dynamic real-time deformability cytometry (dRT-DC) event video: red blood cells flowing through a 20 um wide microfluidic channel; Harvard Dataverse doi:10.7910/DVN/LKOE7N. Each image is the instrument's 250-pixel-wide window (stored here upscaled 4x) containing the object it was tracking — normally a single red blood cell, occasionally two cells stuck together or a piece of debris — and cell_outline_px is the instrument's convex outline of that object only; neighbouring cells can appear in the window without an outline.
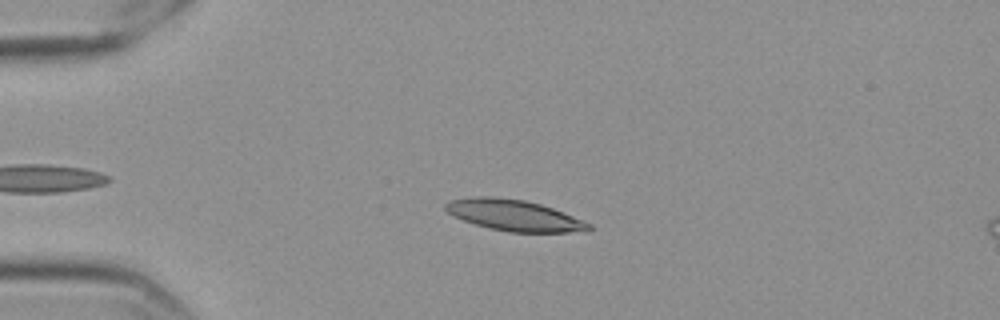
{"species": "Egyptian fruit bat (a non-hibernating species)", "species_latin": "Rousettus aegyptiacus", "temperature_condition": "cold", "stored_images_in_passage": 51, "camera_frame_rate_fps": 3000, "um_per_image_px": 0.085, "frame": {"image": 1, "passage_image": 13, "time_ms": 4.0, "image_size_px": [1000, 320], "cell_outline_px": [[592, 228], [568, 232], [508, 232], [488, 228], [464, 220], [448, 212], [444, 208], [444, 204], [452, 200], [476, 196], [492, 196], [524, 200], [540, 204], [552, 208], [592, 224]], "centroid_in_image_um": [43.67, 18.29], "position_along_channel_um": 41.3, "area_um2": 25.49}}
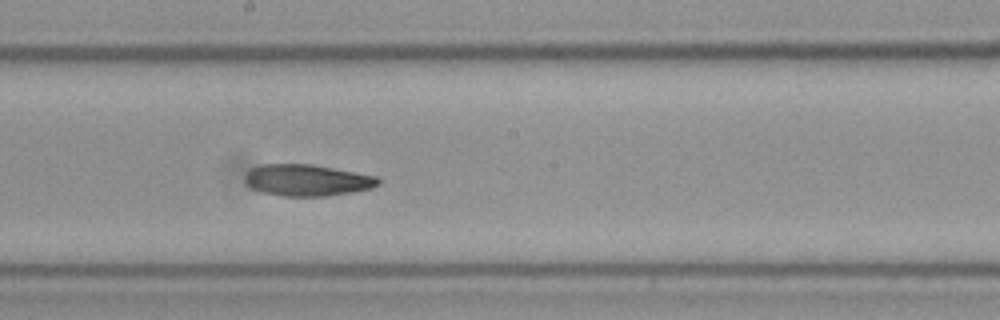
{"frame": {"image": 2, "passage_image": 31, "time_ms": 10.0, "image_size_px": [1000, 320], "cell_outline_px": [[380, 184], [372, 188], [352, 192], [324, 196], [284, 196], [264, 192], [252, 188], [244, 180], [244, 176], [252, 168], [260, 164], [312, 164], [376, 176], [380, 180]], "centroid_in_image_um": [26.11, 15.31], "position_along_channel_um": 222.1, "area_um2": 24.33}}
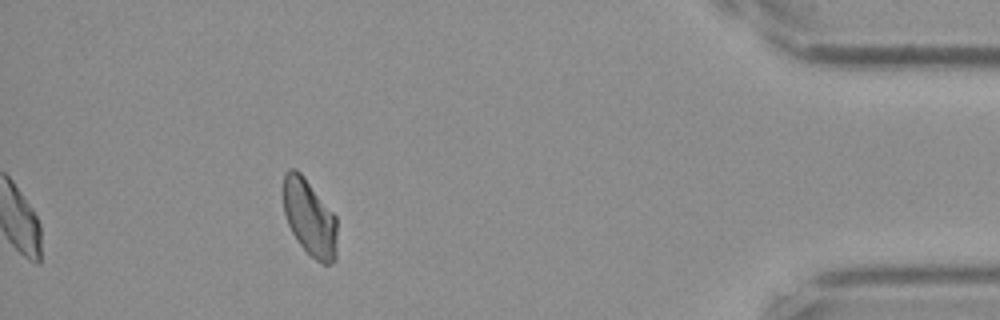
{"frame": {"image": 3, "passage_image": 51, "time_ms": 16.667, "image_size_px": [1000, 320], "cell_outline_px": [[336, 260], [332, 264], [324, 264], [316, 260], [300, 244], [292, 232], [288, 224], [284, 212], [284, 172], [288, 168], [296, 168], [304, 176], [336, 216]], "centroid_in_image_um": [26.32, 18.49], "position_along_channel_um": 408.9, "area_um2": 23.87}, "authors_computed_cell_mechanics": {"area_um2": 24.854, "velocity_mm_per_s": 3.5433, "shape_relaxation_time_tau1_ms": null, "shape_relaxation_time_tau2_ms": 9.199, "deformation_change_tau1": null, "deformation_change_tau2": 0.1735}}